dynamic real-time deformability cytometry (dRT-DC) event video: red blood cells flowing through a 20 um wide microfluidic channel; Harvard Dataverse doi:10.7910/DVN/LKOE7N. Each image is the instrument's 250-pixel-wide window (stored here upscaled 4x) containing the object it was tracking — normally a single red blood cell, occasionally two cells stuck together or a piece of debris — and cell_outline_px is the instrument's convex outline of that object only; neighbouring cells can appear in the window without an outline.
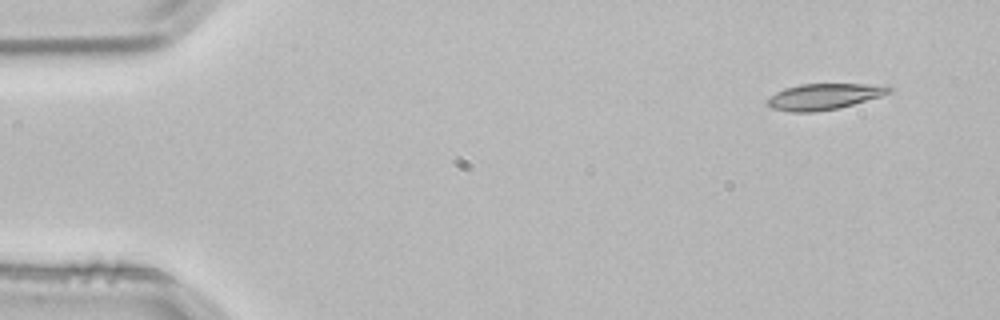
{"species": "common noctule bat (a hibernating species)", "species_latin": "Nyctalus noctula", "temperature_condition": "room temperature", "stored_images_in_passage": 3, "camera_frame_rate_fps": 3000, "um_per_image_px": 0.085, "animal": {"sex": "male", "body_mass_g": 21.5, "forearm_length_mm": 52.0}, "frame": {"image": 1, "passage_image": 1, "time_ms": 0.0, "image_size_px": [1000, 320], "cell_outline_px": [[892, 92], [880, 96], [852, 104], [836, 108], [812, 112], [792, 112], [772, 108], [768, 104], [768, 96], [784, 88], [800, 84], [888, 84], [892, 88]], "centroid_in_image_um": [70.06, 8.18], "position_along_channel_um": 14.9, "area_um2": 18.38}}